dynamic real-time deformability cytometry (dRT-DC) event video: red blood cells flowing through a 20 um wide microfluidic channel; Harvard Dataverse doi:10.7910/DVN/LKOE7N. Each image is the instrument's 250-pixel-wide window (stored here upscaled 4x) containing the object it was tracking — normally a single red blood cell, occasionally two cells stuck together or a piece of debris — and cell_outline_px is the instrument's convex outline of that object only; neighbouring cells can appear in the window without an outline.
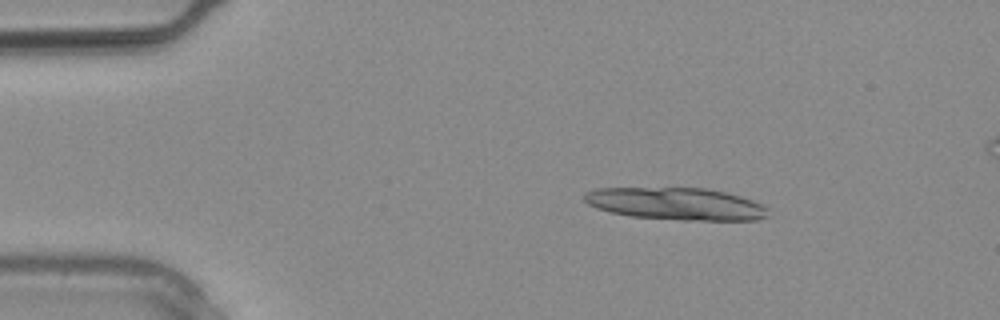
{"species": "common noctule bat (a hibernating species)", "species_latin": "Nyctalus noctula", "temperature_condition": "warm", "stored_images_in_passage": 2, "camera_frame_rate_fps": 3000, "um_per_image_px": 0.085, "animal": {"sex": "male", "body_mass_g": 20.4}, "frame": {"image": 1, "passage_image": 1, "time_ms": 0.0, "image_size_px": [1000, 320], "cell_outline_px": [[768, 216], [756, 220], [680, 220], [632, 216], [612, 212], [596, 208], [588, 204], [584, 200], [584, 192], [596, 188], [708, 188], [740, 196], [764, 204], [768, 208]], "centroid_in_image_um": [57.48, 17.32], "position_along_channel_um": 27.5, "area_um2": 34.62}}